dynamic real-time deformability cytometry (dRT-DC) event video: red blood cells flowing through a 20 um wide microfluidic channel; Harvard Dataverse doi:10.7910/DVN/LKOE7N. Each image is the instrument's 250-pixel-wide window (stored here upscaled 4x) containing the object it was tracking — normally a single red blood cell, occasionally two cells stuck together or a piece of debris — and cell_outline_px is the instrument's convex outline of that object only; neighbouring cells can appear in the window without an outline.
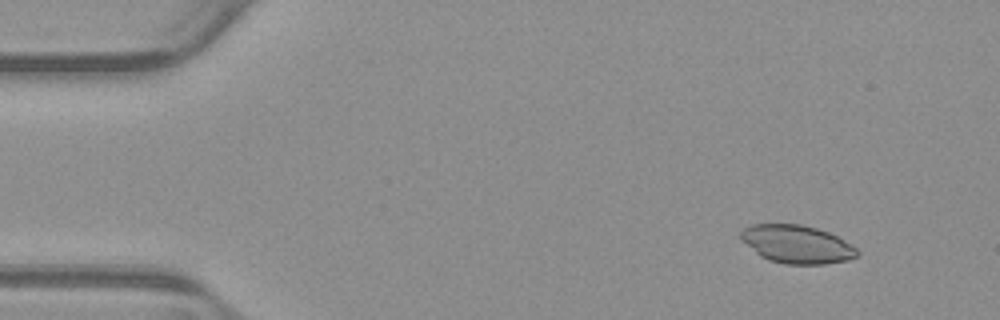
{"species": "common noctule bat (a hibernating species)", "species_latin": "Nyctalus noctula", "temperature_condition": "warm", "stored_images_in_passage": 50, "camera_frame_rate_fps": 3000, "um_per_image_px": 0.085, "animal": {"sex": "male", "body_mass_g": 23.1, "forearm_length_mm": 52.7}, "frame": {"image": 1, "passage_image": 2, "time_ms": 0.333, "image_size_px": [1000, 320], "cell_outline_px": [[860, 256], [848, 260], [824, 264], [784, 264], [768, 260], [760, 256], [740, 240], [736, 236], [744, 228], [752, 224], [800, 224], [816, 228], [828, 232], [836, 236], [856, 248], [860, 252]], "centroid_in_image_um": [67.69, 20.76], "position_along_channel_um": 17.3, "area_um2": 26.07}}
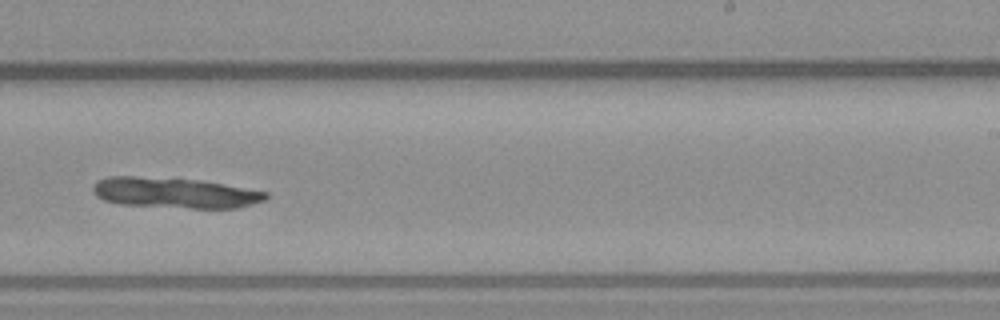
{"frame": {"image": 2, "passage_image": 30, "time_ms": 9.667, "image_size_px": [1000, 320], "cell_outline_px": [[268, 196], [264, 200], [252, 204], [236, 208], [192, 208], [120, 204], [104, 200], [96, 196], [92, 192], [92, 188], [96, 180], [108, 176], [136, 176], [200, 180], [224, 184], [268, 192]], "centroid_in_image_um": [14.81, 16.38], "position_along_channel_um": 274.2, "area_um2": 30.75}}
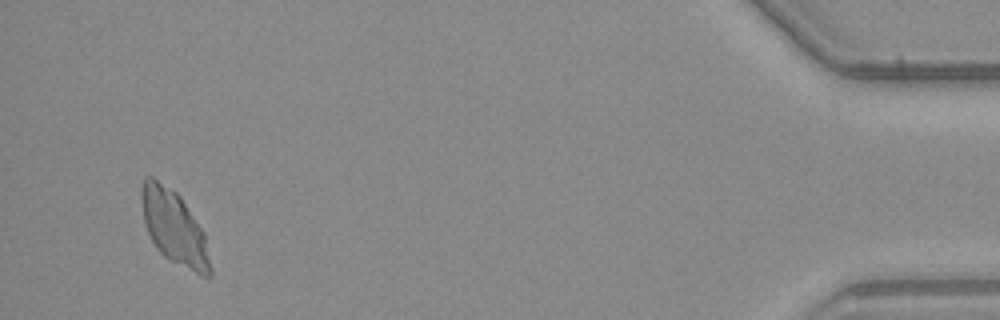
{"frame": {"image": 3, "passage_image": 48, "time_ms": 15.667, "image_size_px": [1000, 320], "cell_outline_px": [[212, 276], [200, 276], [168, 260], [156, 248], [144, 224], [140, 192], [144, 176], [152, 176], [176, 192], [180, 196], [204, 232], [212, 268]], "centroid_in_image_um": [14.8, 19.36], "position_along_channel_um": 420.4, "area_um2": 29.82}}